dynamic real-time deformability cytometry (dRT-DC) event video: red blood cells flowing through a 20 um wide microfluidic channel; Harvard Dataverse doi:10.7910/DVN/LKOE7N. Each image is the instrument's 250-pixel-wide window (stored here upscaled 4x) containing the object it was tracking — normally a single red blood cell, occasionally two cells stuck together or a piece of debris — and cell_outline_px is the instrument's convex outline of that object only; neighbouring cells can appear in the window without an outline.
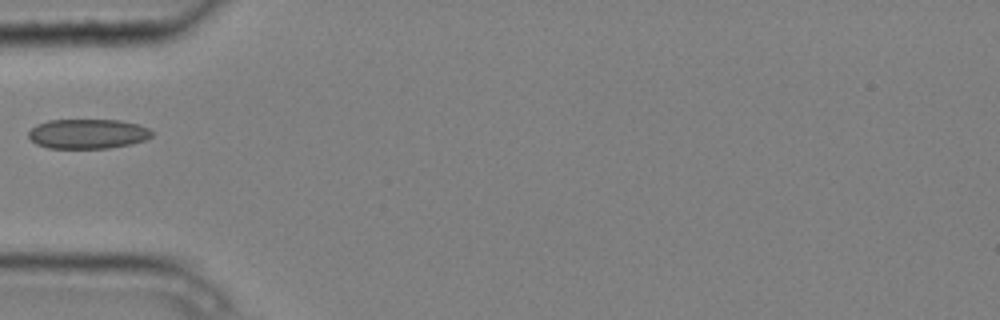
{"species": "common noctule bat (a hibernating species)", "species_latin": "Nyctalus noctula", "temperature_condition": "cold", "stored_images_in_passage": 5, "camera_frame_rate_fps": 3000, "um_per_image_px": 0.085, "animal": {"sex": "male", "body_mass_g": 20.4}, "frame": {"image": 1, "passage_image": 5, "time_ms": 1.333, "image_size_px": [1000, 320], "cell_outline_px": [[156, 132], [152, 136], [144, 140], [132, 144], [108, 148], [48, 148], [36, 144], [28, 136], [28, 132], [36, 124], [48, 120], [120, 120], [136, 124], [148, 128]], "centroid_in_image_um": [7.47, 11.37], "position_along_channel_um": 77.5, "area_um2": 21.44}}